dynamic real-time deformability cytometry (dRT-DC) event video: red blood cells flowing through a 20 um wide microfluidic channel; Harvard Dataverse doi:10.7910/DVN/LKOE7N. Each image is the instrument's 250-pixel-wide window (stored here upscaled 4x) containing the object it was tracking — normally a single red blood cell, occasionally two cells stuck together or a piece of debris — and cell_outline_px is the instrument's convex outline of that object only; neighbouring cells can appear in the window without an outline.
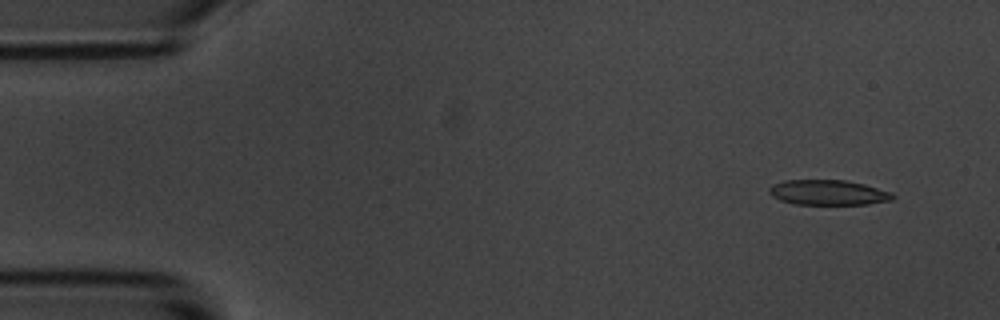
{"species": "common noctule bat (a hibernating species)", "species_latin": "Nyctalus noctula", "temperature_condition": "room temperature", "stored_images_in_passage": 5, "camera_frame_rate_fps": 3000, "um_per_image_px": 0.085, "animal": {"sex": "male", "body_mass_g": 20.1, "forearm_length_mm": 53.5}, "frame": {"image": 1, "passage_image": 1, "time_ms": 0.0, "image_size_px": [1000, 320], "cell_outline_px": [[896, 196], [892, 200], [868, 204], [796, 204], [780, 200], [772, 196], [768, 192], [768, 188], [772, 184], [784, 180], [844, 180], [864, 184], [892, 192]], "centroid_in_image_um": [70.39, 16.36], "position_along_channel_um": 14.6, "area_um2": 18.15}}